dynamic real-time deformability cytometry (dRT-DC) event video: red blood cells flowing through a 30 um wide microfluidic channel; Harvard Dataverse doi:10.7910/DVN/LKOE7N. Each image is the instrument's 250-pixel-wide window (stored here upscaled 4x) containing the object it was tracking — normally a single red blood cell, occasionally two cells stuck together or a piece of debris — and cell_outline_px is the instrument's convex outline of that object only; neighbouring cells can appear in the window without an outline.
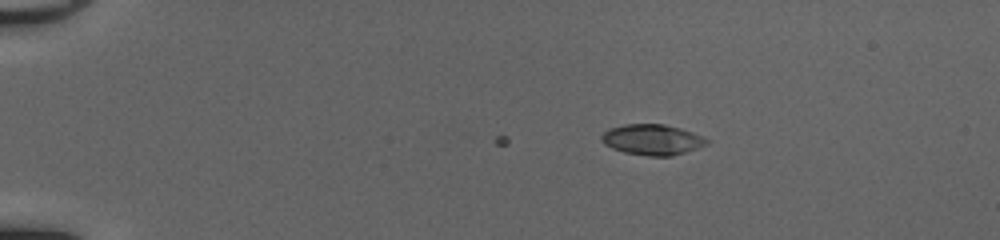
{"species": "common noctule bat (a hibernating species)", "species_latin": "Nyctalus noctula", "temperature_condition": "cold", "stored_images_in_passage": 5, "camera_frame_rate_fps": 3000, "um_per_image_px": 0.085, "animal": {"sex": "female", "body_mass_g": 20.0, "forearm_length_mm": 54.0}, "frame": {"image": 1, "passage_image": 5, "time_ms": 1.333, "image_size_px": [1000, 240], "cell_outline_px": [[712, 140], [708, 144], [672, 156], [648, 156], [624, 152], [612, 148], [604, 144], [600, 140], [600, 136], [608, 128], [624, 124], [664, 124], [680, 128], [704, 136]], "centroid_in_image_um": [55.44, 11.86], "position_along_channel_um": 29.6, "area_um2": 18.96}}